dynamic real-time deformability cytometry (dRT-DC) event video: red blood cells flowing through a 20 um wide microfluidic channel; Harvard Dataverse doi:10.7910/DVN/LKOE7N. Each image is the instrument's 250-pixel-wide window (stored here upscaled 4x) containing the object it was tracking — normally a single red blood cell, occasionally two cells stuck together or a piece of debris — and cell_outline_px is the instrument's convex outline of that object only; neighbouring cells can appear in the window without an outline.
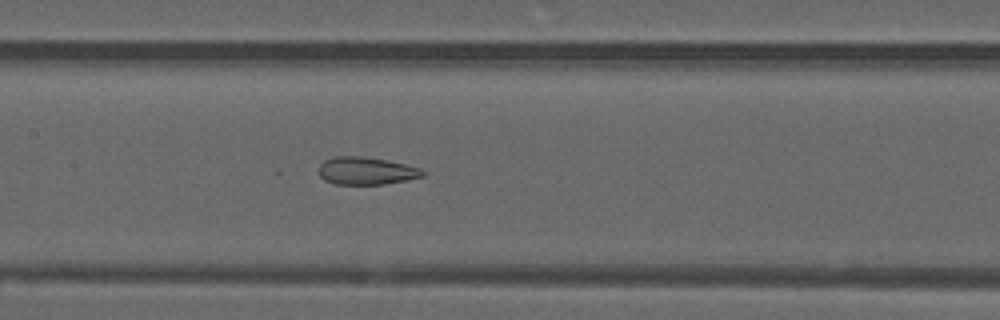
{"species": "common noctule bat (a hibernating species)", "species_latin": "Nyctalus noctula", "temperature_condition": "warm", "stored_images_in_passage": 39, "camera_frame_rate_fps": 3000, "um_per_image_px": 0.085, "animal": {"sex": "male", "forearm_length_mm": 52.5}, "frame": {"image": 1, "passage_image": 14, "time_ms": 4.333, "image_size_px": [1000, 320], "cell_outline_px": [[424, 176], [408, 180], [384, 184], [336, 184], [324, 180], [320, 176], [320, 164], [324, 160], [336, 156], [360, 156], [388, 160], [420, 168], [424, 172]], "centroid_in_image_um": [31.13, 14.52], "position_along_channel_um": 176.3, "area_um2": 16.65}}
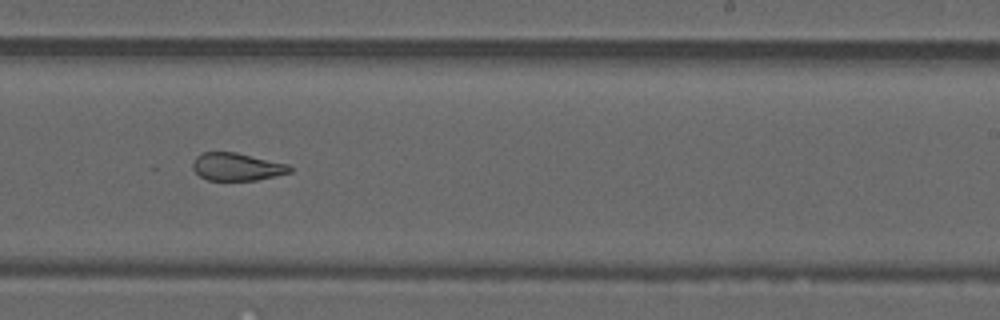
{"frame": {"image": 2, "passage_image": 21, "time_ms": 6.667, "image_size_px": [1000, 320], "cell_outline_px": [[292, 172], [276, 176], [256, 180], [208, 180], [200, 176], [192, 168], [192, 164], [196, 156], [204, 152], [236, 152], [288, 164], [292, 168]], "centroid_in_image_um": [20.14, 14.17], "position_along_channel_um": 268.9, "area_um2": 15.66}}
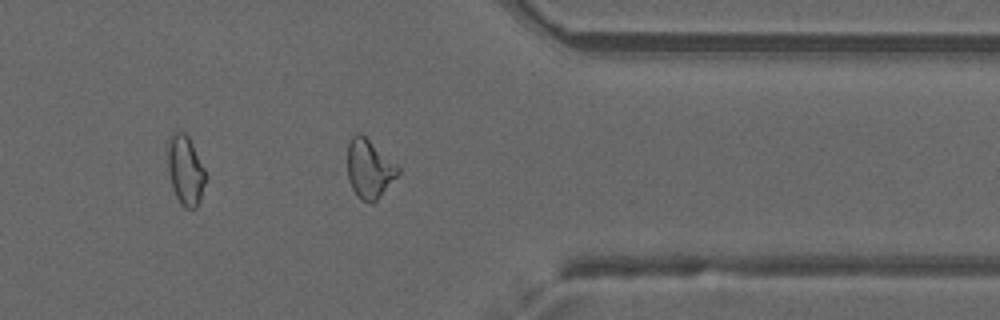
{"frame": {"image": 3, "passage_image": 30, "time_ms": 9.667, "image_size_px": [1000, 320], "cell_outline_px": [[400, 172], [380, 196], [372, 204], [368, 204], [360, 200], [356, 196], [340, 172], [348, 144], [352, 136], [356, 132], [360, 132], [396, 164], [400, 168]], "centroid_in_image_um": [31.23, 14.37], "position_along_channel_um": 380.2, "area_um2": 18.55}, "authors_computed_cell_mechanics": {"area_um2": 18.5538, "velocity_mm_per_s": 3.993, "shape_relaxation_time_tau1_ms": null, "shape_relaxation_time_tau2_ms": 1.5481, "deformation_change_tau1": null, "deformation_change_tau2": 0.0848}}